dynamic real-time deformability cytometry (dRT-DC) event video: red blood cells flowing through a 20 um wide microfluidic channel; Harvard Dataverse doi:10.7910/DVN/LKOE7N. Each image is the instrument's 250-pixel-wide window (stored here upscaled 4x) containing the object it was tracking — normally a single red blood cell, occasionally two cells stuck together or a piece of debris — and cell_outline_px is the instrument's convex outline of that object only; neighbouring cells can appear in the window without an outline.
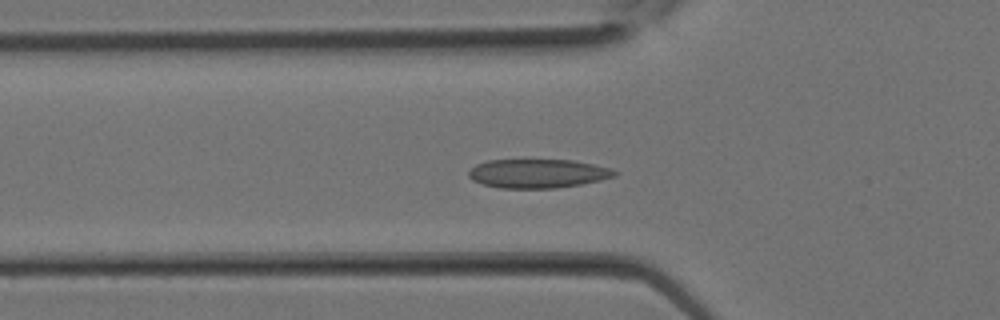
{"species": "Egyptian fruit bat (a non-hibernating species)", "species_latin": "Rousettus aegyptiacus", "temperature_condition": "room temperature", "stored_images_in_passage": 30, "camera_frame_rate_fps": 3000, "um_per_image_px": 0.085, "animal": {"sex": "female"}, "frame": {"image": 1, "passage_image": 9, "time_ms": 2.667, "image_size_px": [1000, 320], "cell_outline_px": [[620, 172], [616, 176], [600, 180], [580, 184], [556, 188], [500, 188], [484, 184], [472, 180], [468, 176], [468, 172], [476, 164], [488, 160], [572, 160], [612, 168]], "centroid_in_image_um": [45.73, 14.74], "position_along_channel_um": 80.1, "area_um2": 24.57}}
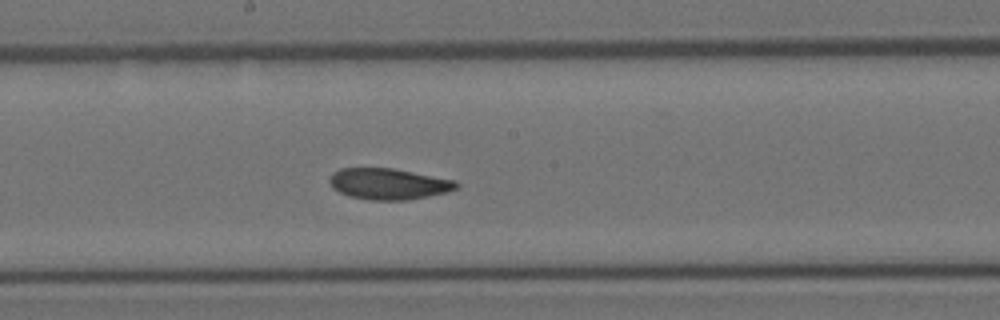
{"frame": {"image": 2, "passage_image": 15, "time_ms": 4.667, "image_size_px": [1000, 320], "cell_outline_px": [[460, 188], [448, 192], [408, 200], [368, 200], [348, 196], [332, 188], [328, 180], [332, 172], [340, 168], [392, 168], [456, 180], [460, 184]], "centroid_in_image_um": [33.04, 15.63], "position_along_channel_um": 215.2, "area_um2": 23.29}}
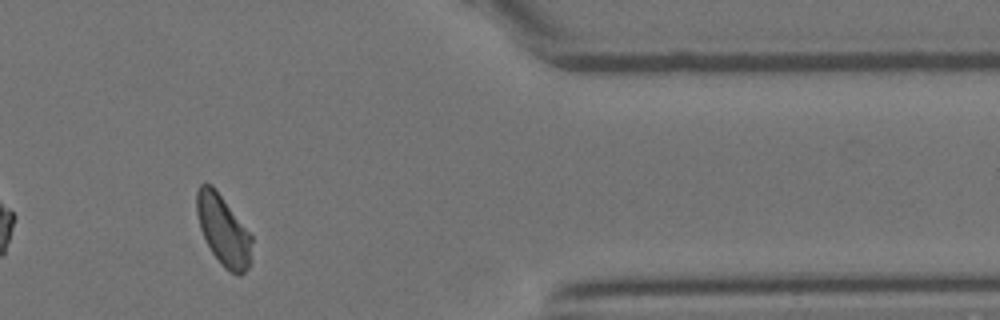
{"frame": {"image": 3, "passage_image": 24, "time_ms": 7.667, "image_size_px": [1000, 320], "cell_outline_px": [[252, 240], [248, 268], [240, 276], [236, 276], [228, 272], [220, 264], [212, 252], [200, 228], [196, 212], [196, 192], [200, 184], [212, 184], [252, 236]], "centroid_in_image_um": [18.96, 19.6], "position_along_channel_um": 392.4, "area_um2": 22.37}}